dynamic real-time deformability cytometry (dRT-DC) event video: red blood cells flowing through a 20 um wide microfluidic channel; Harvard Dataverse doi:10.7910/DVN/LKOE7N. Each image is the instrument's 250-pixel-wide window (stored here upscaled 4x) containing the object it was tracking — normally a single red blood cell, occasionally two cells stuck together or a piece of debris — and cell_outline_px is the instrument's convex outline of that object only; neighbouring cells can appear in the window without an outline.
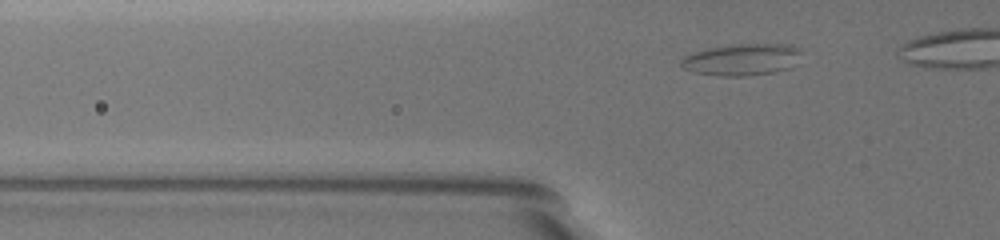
{"species": "common noctule bat (a hibernating species)", "species_latin": "Nyctalus noctula", "temperature_condition": "warm", "stored_images_in_passage": 47, "segment_of_instrument_passage": [1, 2], "camera_frame_rate_fps": 3000, "um_per_image_px": 0.085, "animal": {"sex": "female", "body_mass_g": 19.5, "forearm_length_mm": 54.1}, "frame": {"image": 1, "passage_image": 11, "time_ms": 3.333, "image_size_px": [1000, 240], "cell_outline_px": [[800, 52], [788, 68], [772, 72], [748, 76], [720, 76], [696, 72], [684, 68], [680, 64], [680, 60], [684, 56], [692, 52], [708, 48], [732, 44], [784, 44], [800, 48]], "centroid_in_image_um": [62.98, 5.05], "position_along_channel_um": 62.8, "area_um2": 21.91}}
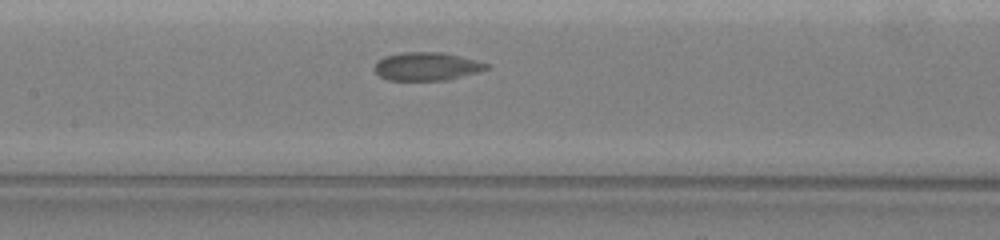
{"frame": {"image": 2, "passage_image": 22, "time_ms": 7.0, "image_size_px": [1000, 240], "cell_outline_px": [[492, 68], [480, 72], [448, 80], [388, 80], [380, 76], [376, 72], [376, 60], [384, 56], [404, 52], [444, 52], [476, 60], [488, 64]], "centroid_in_image_um": [36.32, 5.64], "position_along_channel_um": 171.1, "area_um2": 18.55}}
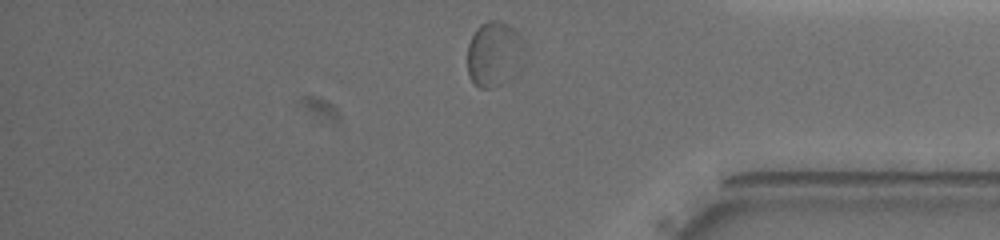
{"frame": {"image": 3, "passage_image": 44, "time_ms": 14.333, "image_size_px": [1000, 240], "cell_outline_px": [[524, 48], [520, 72], [516, 76], [500, 84], [488, 88], [480, 88], [472, 80], [468, 72], [468, 44], [476, 28], [480, 24], [488, 20], [500, 20], [508, 24], [524, 40]], "centroid_in_image_um": [42.03, 4.58], "position_along_channel_um": 393.2, "area_um2": 21.91}}